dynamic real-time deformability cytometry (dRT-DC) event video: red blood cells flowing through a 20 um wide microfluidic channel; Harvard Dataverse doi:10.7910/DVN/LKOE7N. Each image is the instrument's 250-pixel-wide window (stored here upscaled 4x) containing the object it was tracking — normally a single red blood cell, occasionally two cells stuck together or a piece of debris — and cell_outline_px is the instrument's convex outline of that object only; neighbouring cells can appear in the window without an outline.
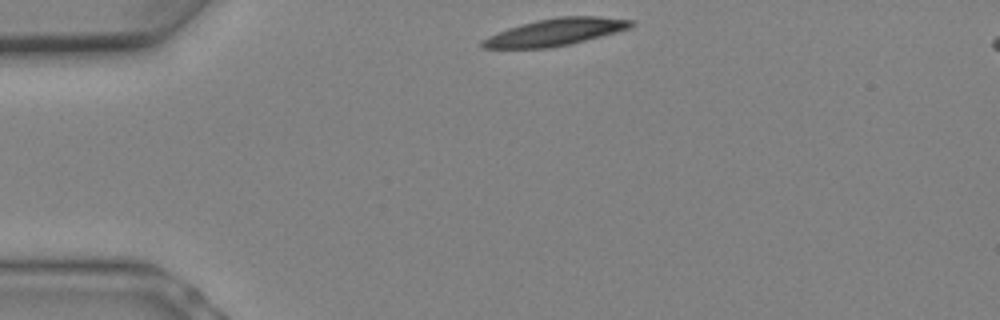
{"species": "Egyptian fruit bat (a non-hibernating species)", "species_latin": "Rousettus aegyptiacus", "temperature_condition": "warm", "stored_images_in_passage": 4, "camera_frame_rate_fps": 3000, "um_per_image_px": 0.085, "animal": {"sex": "female"}, "frame": {"image": 1, "passage_image": 1, "time_ms": 0.0, "image_size_px": [1000, 320], "cell_outline_px": [[636, 24], [628, 28], [616, 32], [568, 44], [548, 48], [480, 48], [480, 40], [488, 36], [508, 28], [536, 20], [560, 16], [596, 16], [632, 20]], "centroid_in_image_um": [47.16, 2.72], "position_along_channel_um": 37.8, "area_um2": 23.24}}
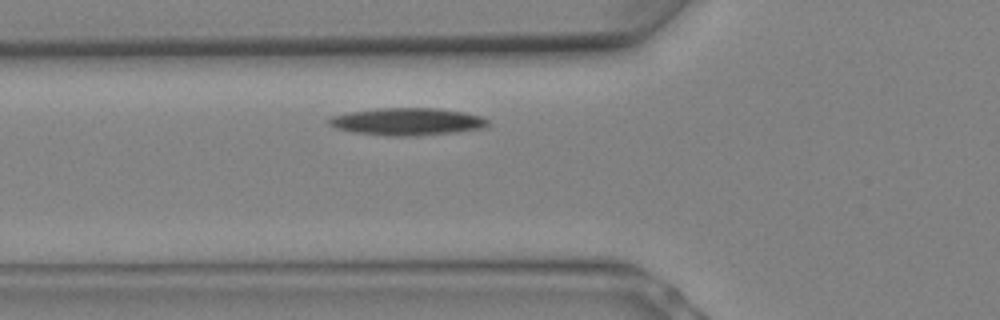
{"frame": {"image": 2, "passage_image": 4, "time_ms": 1.0, "image_size_px": [1000, 320], "cell_outline_px": [[492, 124], [484, 128], [456, 132], [412, 136], [388, 136], [352, 132], [336, 128], [328, 124], [328, 116], [348, 112], [376, 108], [436, 108], [464, 112], [480, 116], [488, 120]], "centroid_in_image_um": [34.6, 10.34], "position_along_channel_um": 91.2, "area_um2": 25.61}}